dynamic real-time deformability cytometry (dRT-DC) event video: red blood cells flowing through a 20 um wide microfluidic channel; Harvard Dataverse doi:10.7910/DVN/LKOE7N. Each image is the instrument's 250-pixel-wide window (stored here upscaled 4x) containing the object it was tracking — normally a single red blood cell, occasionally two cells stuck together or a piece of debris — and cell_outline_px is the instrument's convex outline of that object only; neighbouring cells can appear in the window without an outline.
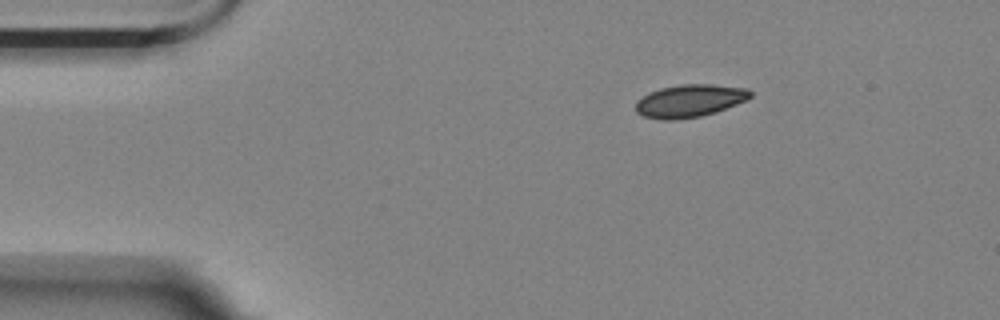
{"species": "Egyptian fruit bat (a non-hibernating species)", "species_latin": "Rousettus aegyptiacus", "temperature_condition": "room temperature", "stored_images_in_passage": 48, "camera_frame_rate_fps": 3000, "um_per_image_px": 0.085, "animal": {"sex": "female"}, "frame": {"image": 1, "passage_image": 1, "time_ms": 0.0, "image_size_px": [1000, 320], "cell_outline_px": [[752, 96], [748, 100], [716, 112], [700, 116], [672, 120], [664, 120], [644, 116], [636, 112], [636, 100], [648, 92], [660, 88], [680, 84], [712, 84], [748, 88], [752, 92]], "centroid_in_image_um": [58.64, 8.56], "position_along_channel_um": 26.4, "area_um2": 22.02}}
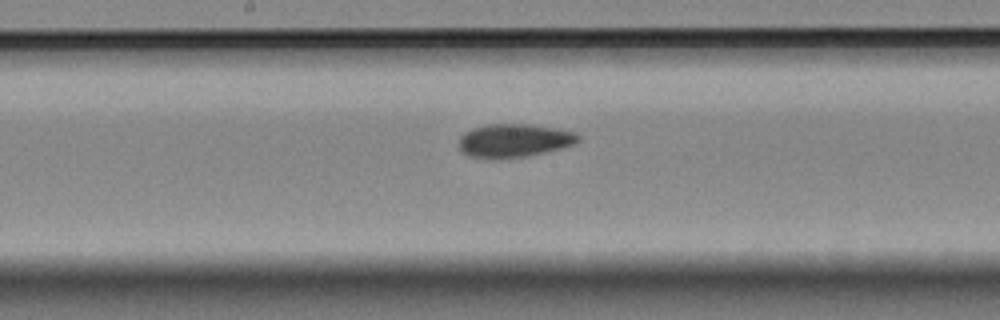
{"frame": {"image": 2, "passage_image": 21, "time_ms": 6.667, "image_size_px": [1000, 320], "cell_outline_px": [[580, 140], [576, 144], [528, 156], [496, 160], [472, 156], [464, 152], [456, 144], [460, 136], [464, 132], [472, 128], [488, 124], [528, 124], [556, 128], [576, 132], [580, 136]], "centroid_in_image_um": [43.69, 11.95], "position_along_channel_um": 204.5, "area_um2": 23.52}}
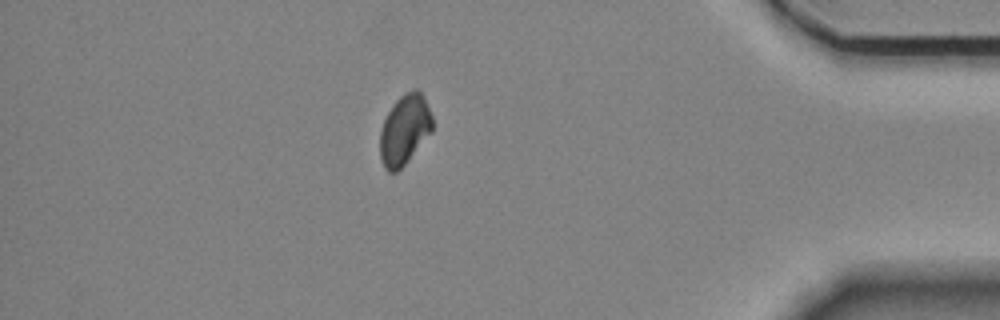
{"frame": {"image": 3, "passage_image": 41, "time_ms": 13.333, "image_size_px": [1000, 320], "cell_outline_px": [[432, 132], [404, 164], [396, 172], [388, 172], [384, 168], [380, 156], [380, 132], [384, 120], [388, 112], [396, 100], [404, 92], [416, 88], [424, 96], [432, 116]], "centroid_in_image_um": [34.39, 11.01], "position_along_channel_um": 400.8, "area_um2": 21.27}, "authors_computed_cell_mechanics": {"area_um2": 22.5131, "velocity_mm_per_s": 3.5242, "shape_relaxation_time_tau1_ms": null, "shape_relaxation_time_tau2_ms": 6.4598, "deformation_change_tau1": null, "deformation_change_tau2": 0.0619}}